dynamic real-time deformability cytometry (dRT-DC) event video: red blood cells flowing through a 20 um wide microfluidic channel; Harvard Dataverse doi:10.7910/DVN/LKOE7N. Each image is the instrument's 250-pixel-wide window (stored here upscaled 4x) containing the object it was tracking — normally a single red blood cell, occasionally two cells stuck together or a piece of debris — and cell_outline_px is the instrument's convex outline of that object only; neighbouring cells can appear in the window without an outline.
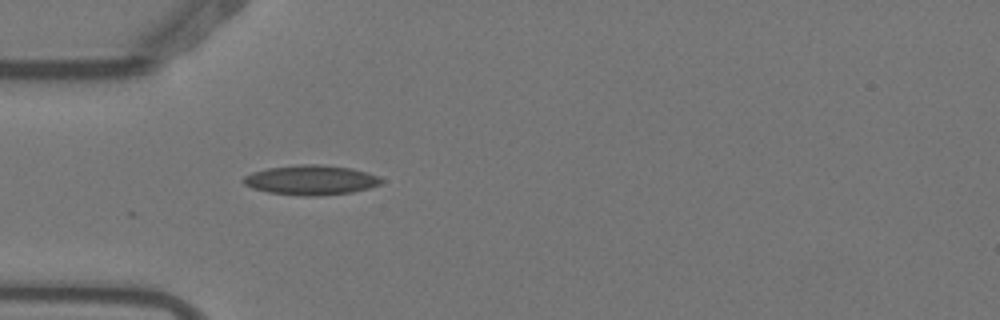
{"species": "Egyptian fruit bat (a non-hibernating species)", "species_latin": "Rousettus aegyptiacus", "temperature_condition": "warm", "stored_images_in_passage": 4, "camera_frame_rate_fps": 3000, "um_per_image_px": 0.085, "animal": {"sex": "female"}, "frame": {"image": 1, "passage_image": 4, "time_ms": 1.0, "image_size_px": [1000, 320], "cell_outline_px": [[384, 180], [380, 184], [368, 188], [352, 192], [320, 196], [300, 196], [268, 192], [252, 188], [244, 184], [240, 180], [244, 176], [252, 172], [268, 168], [300, 164], [316, 164], [352, 168], [368, 172], [380, 176]], "centroid_in_image_um": [26.43, 15.3], "position_along_channel_um": 58.6, "area_um2": 24.1}}